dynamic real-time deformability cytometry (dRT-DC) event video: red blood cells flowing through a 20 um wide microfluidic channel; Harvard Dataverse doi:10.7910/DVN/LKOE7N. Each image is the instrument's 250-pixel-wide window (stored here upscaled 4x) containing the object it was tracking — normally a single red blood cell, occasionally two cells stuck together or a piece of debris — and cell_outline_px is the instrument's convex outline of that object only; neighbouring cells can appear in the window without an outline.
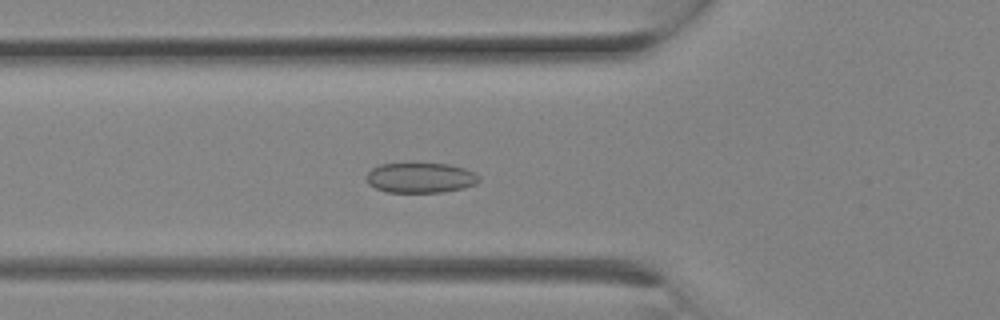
{"species": "Egyptian fruit bat (a non-hibernating species)", "species_latin": "Rousettus aegyptiacus", "temperature_condition": "room temperature", "stored_images_in_passage": 22, "camera_frame_rate_fps": 3000, "um_per_image_px": 0.085, "animal": {"sex": "female"}, "frame": {"image": 1, "passage_image": 8, "time_ms": 2.333, "image_size_px": [1000, 320], "cell_outline_px": [[480, 180], [476, 184], [464, 188], [440, 192], [388, 192], [376, 188], [368, 184], [364, 180], [368, 172], [372, 168], [380, 164], [448, 164], [464, 168], [476, 172], [480, 176]], "centroid_in_image_um": [35.75, 15.11], "position_along_channel_um": 90.1, "area_um2": 19.83}}
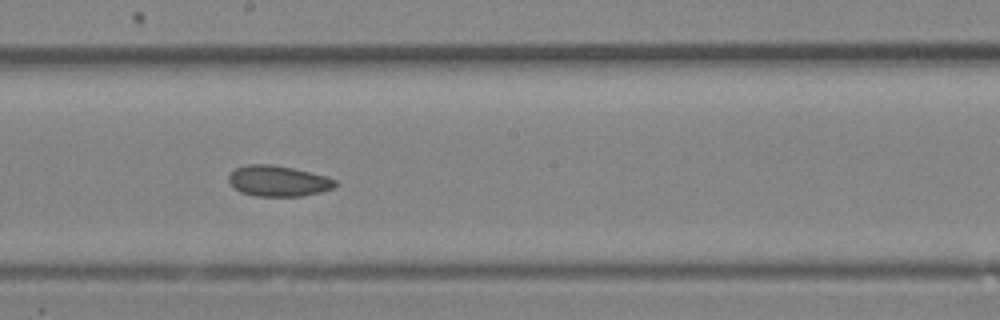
{"frame": {"image": 2, "passage_image": 13, "time_ms": 4.0, "image_size_px": [1000, 320], "cell_outline_px": [[336, 184], [332, 188], [320, 192], [300, 196], [256, 196], [240, 192], [232, 188], [228, 180], [228, 176], [236, 168], [244, 164], [272, 164], [292, 168], [324, 176], [336, 180]], "centroid_in_image_um": [23.57, 15.38], "position_along_channel_um": 224.6, "area_um2": 19.02}}
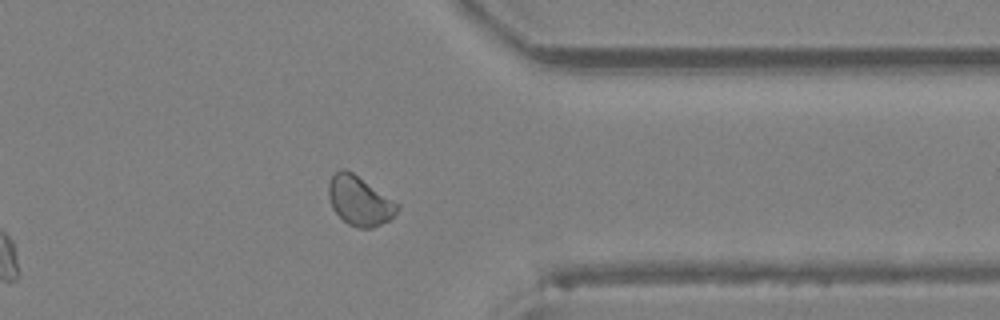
{"frame": {"image": 3, "passage_image": 19, "time_ms": 6.0, "image_size_px": [1000, 320], "cell_outline_px": [[400, 208], [388, 220], [372, 228], [356, 228], [348, 224], [332, 208], [328, 196], [328, 184], [332, 176], [340, 168], [344, 168], [352, 172], [400, 204]], "centroid_in_image_um": [30.55, 17.06], "position_along_channel_um": 380.9, "area_um2": 19.65}}